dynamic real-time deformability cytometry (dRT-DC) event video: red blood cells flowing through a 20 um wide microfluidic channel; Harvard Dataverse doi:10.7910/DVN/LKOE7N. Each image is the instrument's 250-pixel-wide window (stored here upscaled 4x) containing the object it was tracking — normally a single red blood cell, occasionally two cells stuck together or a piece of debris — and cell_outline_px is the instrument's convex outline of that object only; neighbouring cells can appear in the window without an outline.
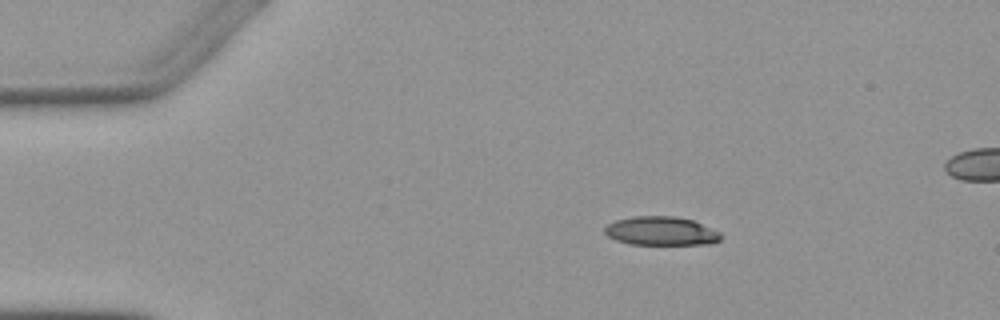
{"species": "Egyptian fruit bat (a non-hibernating species)", "species_latin": "Rousettus aegyptiacus", "temperature_condition": "warm", "stored_images_in_passage": 4, "camera_frame_rate_fps": 3000, "um_per_image_px": 0.085, "animal": {"sex": "female"}, "frame": {"image": 1, "passage_image": 1, "time_ms": 0.0, "image_size_px": [1000, 320], "cell_outline_px": [[724, 236], [720, 240], [712, 244], [628, 244], [616, 240], [608, 236], [604, 232], [604, 228], [608, 224], [616, 220], [632, 216], [676, 216], [692, 220], [720, 232]], "centroid_in_image_um": [56.2, 19.64], "position_along_channel_um": 28.8, "area_um2": 19.54}}
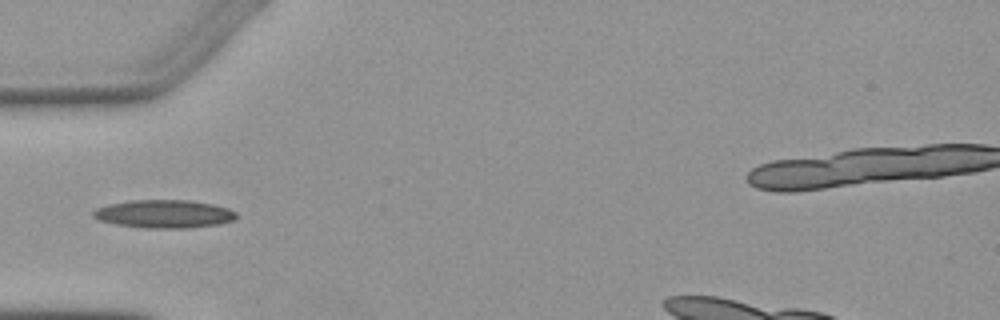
{"frame": {"image": 2, "passage_image": 3, "time_ms": 2.667, "image_size_px": [1000, 320], "cell_outline_px": [[236, 216], [232, 220], [216, 224], [188, 228], [144, 228], [116, 224], [100, 220], [92, 216], [92, 212], [96, 208], [108, 204], [128, 200], [192, 200], [212, 204], [228, 208], [236, 212]], "centroid_in_image_um": [13.91, 18.17], "position_along_channel_um": 71.1, "area_um2": 23.41}}